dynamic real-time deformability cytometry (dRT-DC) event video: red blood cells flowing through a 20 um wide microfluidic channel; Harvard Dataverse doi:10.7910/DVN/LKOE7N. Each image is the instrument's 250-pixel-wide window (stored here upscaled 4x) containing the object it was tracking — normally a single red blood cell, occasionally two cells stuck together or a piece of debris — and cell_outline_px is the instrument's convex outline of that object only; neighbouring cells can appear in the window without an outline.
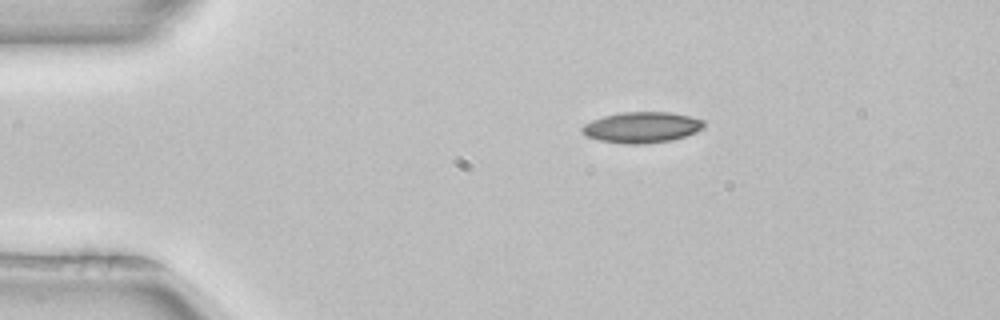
{"species": "common noctule bat (a hibernating species)", "species_latin": "Nyctalus noctula", "temperature_condition": "room temperature", "stored_images_in_passage": 43, "camera_frame_rate_fps": 3000, "um_per_image_px": 0.085, "animal": {"sex": "female", "body_mass_g": 22.7, "forearm_length_mm": 54.2}, "frame": {"image": 1, "passage_image": 1, "time_ms": 0.0, "image_size_px": [1000, 320], "cell_outline_px": [[704, 128], [696, 132], [672, 140], [644, 144], [624, 144], [600, 140], [588, 136], [580, 132], [580, 128], [584, 124], [592, 120], [604, 116], [620, 112], [668, 112], [688, 116], [704, 120]], "centroid_in_image_um": [54.54, 10.82], "position_along_channel_um": 30.5, "area_um2": 21.91}}
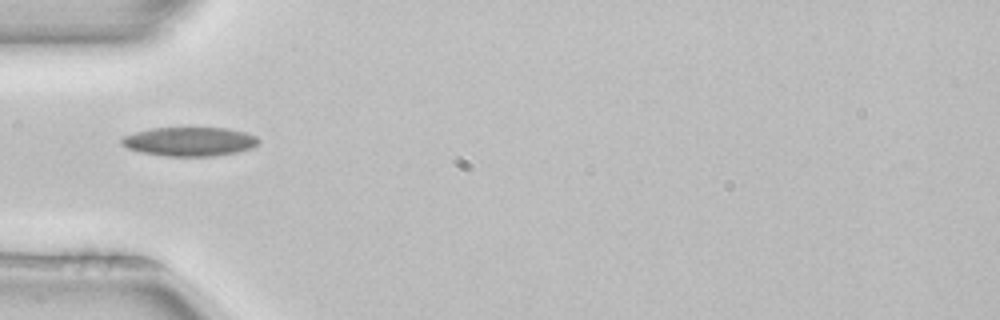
{"frame": {"image": 2, "passage_image": 8, "time_ms": 2.333, "image_size_px": [1000, 320], "cell_outline_px": [[260, 140], [252, 148], [236, 152], [216, 156], [164, 156], [140, 152], [128, 148], [120, 144], [120, 140], [124, 136], [136, 132], [152, 128], [224, 128], [248, 132], [256, 136]], "centroid_in_image_um": [16.12, 12.03], "position_along_channel_um": 68.9, "area_um2": 23.18}}
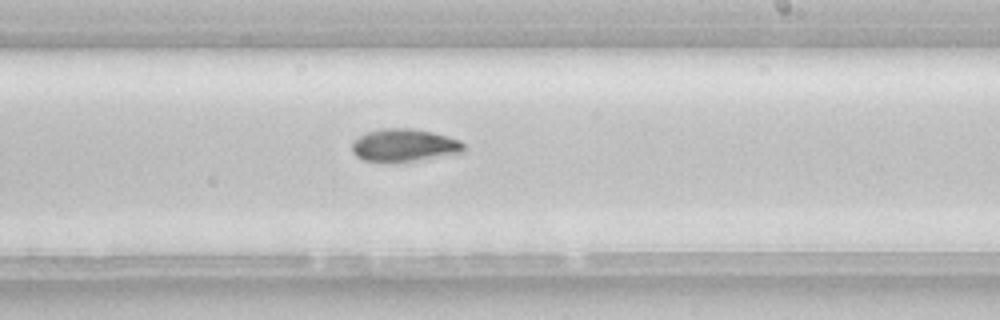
{"frame": {"image": 3, "passage_image": 22, "time_ms": 7.0, "image_size_px": [1000, 320], "cell_outline_px": [[464, 152], [392, 164], [364, 160], [356, 156], [352, 152], [352, 140], [368, 132], [380, 128], [412, 128], [432, 132], [460, 140], [464, 144]], "centroid_in_image_um": [34.31, 12.36], "position_along_channel_um": 254.7, "area_um2": 21.56}, "authors_computed_cell_mechanics": {"area_um2": 21.2126, "velocity_mm_per_s": 3.9876, "shape_relaxation_time_tau1_ms": 8.6094, "shape_relaxation_time_tau2_ms": null, "deformation_change_tau1": 0.1918, "deformation_change_tau2": null}}